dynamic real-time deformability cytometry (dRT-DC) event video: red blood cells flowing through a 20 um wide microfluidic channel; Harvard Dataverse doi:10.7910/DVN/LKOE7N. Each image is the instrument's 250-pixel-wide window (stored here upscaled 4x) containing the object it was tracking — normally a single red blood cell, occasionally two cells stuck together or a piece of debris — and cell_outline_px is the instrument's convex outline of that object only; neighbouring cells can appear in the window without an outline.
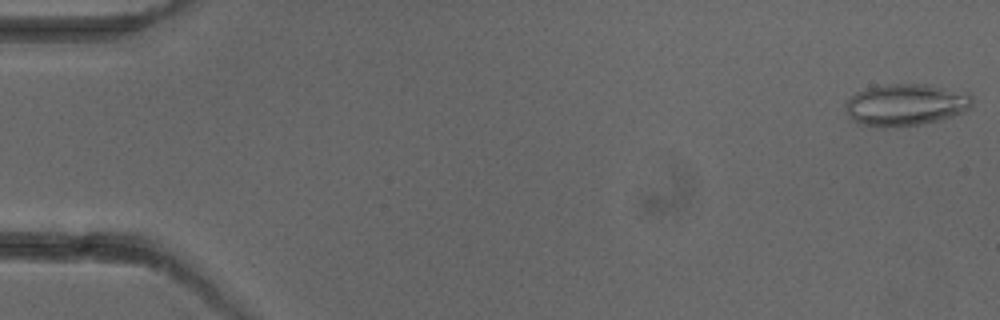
{"species": "common noctule bat (a hibernating species)", "species_latin": "Nyctalus noctula", "temperature_condition": "cold", "stored_images_in_passage": 5, "camera_frame_rate_fps": 3000, "um_per_image_px": 0.085, "animal": {"sex": "female"}, "frame": {"image": 1, "passage_image": 1, "time_ms": 0.0, "image_size_px": [1000, 320], "cell_outline_px": [[972, 108], [964, 112], [940, 120], [920, 124], [884, 128], [876, 128], [856, 124], [848, 116], [844, 104], [856, 92], [868, 88], [888, 84], [928, 84], [968, 92], [972, 96]], "centroid_in_image_um": [76.99, 8.92], "position_along_channel_um": 8.0, "area_um2": 31.44}}